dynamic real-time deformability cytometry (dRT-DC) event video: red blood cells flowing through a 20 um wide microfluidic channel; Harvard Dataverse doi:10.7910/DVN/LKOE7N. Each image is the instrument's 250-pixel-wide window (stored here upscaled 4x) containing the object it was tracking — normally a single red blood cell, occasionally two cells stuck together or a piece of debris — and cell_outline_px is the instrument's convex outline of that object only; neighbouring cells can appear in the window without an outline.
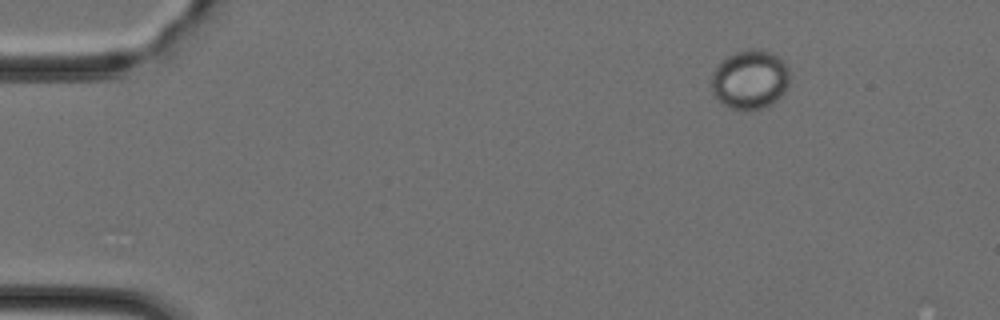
{"species": "Egyptian fruit bat (a non-hibernating species)", "species_latin": "Rousettus aegyptiacus", "temperature_condition": "cold", "stored_images_in_passage": 47, "camera_frame_rate_fps": 3000, "um_per_image_px": 0.085, "animal": {"sex": "female"}, "frame": {"image": 1, "passage_image": 7, "time_ms": 2.0, "image_size_px": [1000, 320], "cell_outline_px": [[788, 88], [776, 100], [764, 108], [728, 108], [720, 104], [712, 92], [712, 72], [728, 56], [736, 52], [748, 48], [760, 48], [784, 60], [788, 68]], "centroid_in_image_um": [63.74, 6.75], "position_along_channel_um": 21.3, "area_um2": 26.82}}
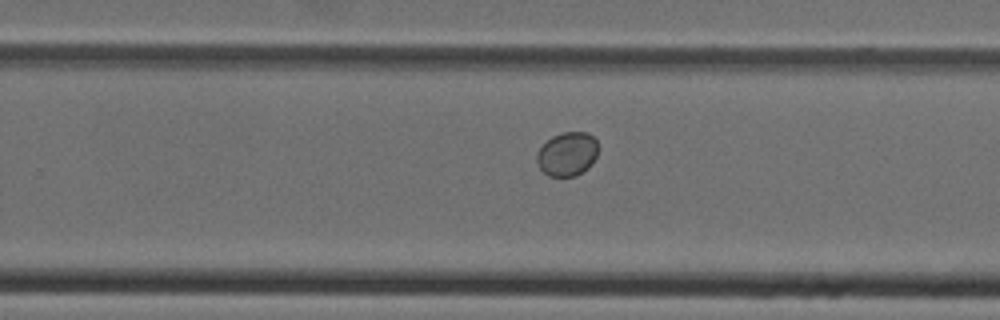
{"frame": {"image": 2, "passage_image": 31, "time_ms": 10.0, "image_size_px": [1000, 320], "cell_outline_px": [[596, 156], [592, 164], [588, 168], [576, 176], [548, 176], [540, 168], [536, 160], [536, 152], [552, 136], [560, 132], [588, 132], [596, 140]], "centroid_in_image_um": [48.2, 13.09], "position_along_channel_um": 281.6, "area_um2": 15.66}}
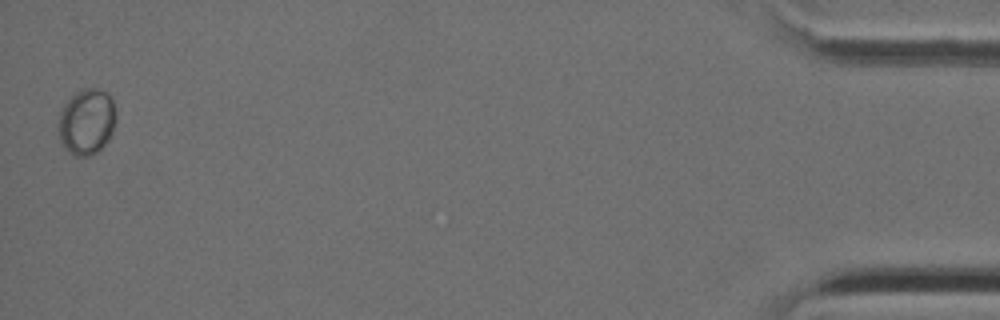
{"frame": {"image": 3, "passage_image": 47, "time_ms": 15.333, "image_size_px": [1000, 320], "cell_outline_px": [[116, 116], [112, 132], [108, 140], [92, 156], [76, 156], [68, 152], [64, 148], [60, 140], [60, 112], [64, 104], [76, 92], [84, 88], [96, 88], [112, 96]], "centroid_in_image_um": [7.38, 10.35], "position_along_channel_um": 427.8, "area_um2": 21.91}}